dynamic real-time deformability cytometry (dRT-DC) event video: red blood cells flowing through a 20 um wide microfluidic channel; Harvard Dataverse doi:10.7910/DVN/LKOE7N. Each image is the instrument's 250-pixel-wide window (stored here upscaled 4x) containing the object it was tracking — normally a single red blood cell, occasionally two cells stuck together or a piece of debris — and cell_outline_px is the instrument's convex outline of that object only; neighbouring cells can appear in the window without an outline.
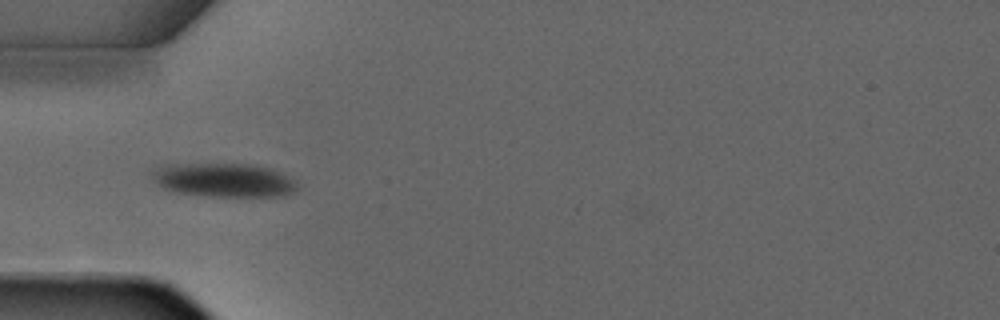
{"species": "common noctule bat (a hibernating species)", "species_latin": "Nyctalus noctula", "temperature_condition": "warm", "stored_images_in_passage": 5, "camera_frame_rate_fps": 3000, "um_per_image_px": 0.085, "animal": {"sex": "male", "forearm_length_mm": 52.5}, "frame": {"image": 1, "passage_image": 5, "time_ms": 5.333, "image_size_px": [1000, 320], "cell_outline_px": [[296, 188], [292, 192], [284, 196], [208, 196], [176, 192], [164, 188], [152, 176], [152, 172], [176, 164], [248, 164], [268, 168], [280, 172], [296, 180]], "centroid_in_image_um": [19.11, 15.32], "position_along_channel_um": 65.9, "area_um2": 27.92}}